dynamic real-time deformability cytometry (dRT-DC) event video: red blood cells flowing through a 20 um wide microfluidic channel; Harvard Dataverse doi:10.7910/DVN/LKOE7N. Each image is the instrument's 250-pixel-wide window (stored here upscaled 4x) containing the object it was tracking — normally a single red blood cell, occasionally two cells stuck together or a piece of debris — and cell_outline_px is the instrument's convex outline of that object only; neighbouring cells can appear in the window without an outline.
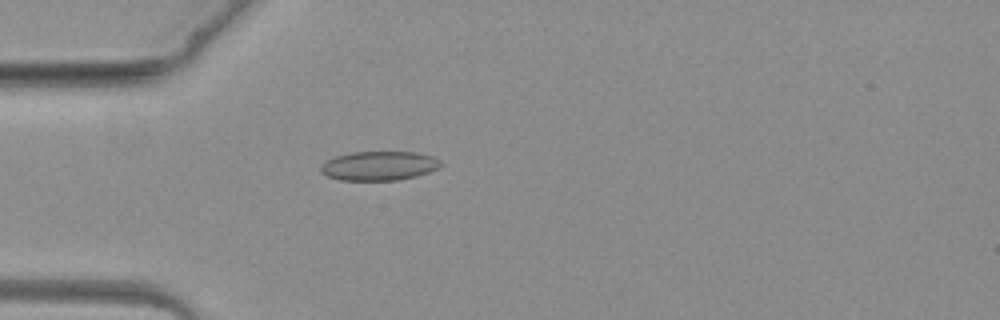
{"species": "common noctule bat (a hibernating species)", "species_latin": "Nyctalus noctula", "temperature_condition": "warm", "stored_images_in_passage": 4, "camera_frame_rate_fps": 3000, "um_per_image_px": 0.085, "animal": {"sex": "female", "body_mass_g": 19.3, "forearm_length_mm": 54.1}, "frame": {"image": 1, "passage_image": 4, "time_ms": 3.667, "image_size_px": [1000, 320], "cell_outline_px": [[444, 164], [440, 168], [416, 176], [396, 180], [340, 180], [328, 176], [320, 172], [320, 164], [324, 160], [336, 156], [352, 152], [416, 152], [432, 156], [440, 160]], "centroid_in_image_um": [32.21, 14.09], "position_along_channel_um": 52.8, "area_um2": 20.58}}